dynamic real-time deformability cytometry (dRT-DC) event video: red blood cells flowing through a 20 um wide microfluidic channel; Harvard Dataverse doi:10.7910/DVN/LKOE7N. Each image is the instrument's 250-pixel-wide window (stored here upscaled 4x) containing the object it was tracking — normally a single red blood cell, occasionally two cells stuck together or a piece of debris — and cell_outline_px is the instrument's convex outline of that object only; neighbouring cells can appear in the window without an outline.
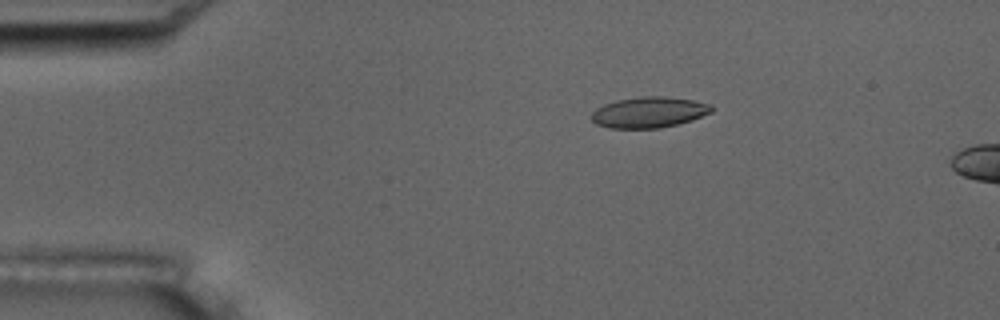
{"species": "common noctule bat (a hibernating species)", "species_latin": "Nyctalus noctula", "temperature_condition": "room temperature", "stored_images_in_passage": 5, "camera_frame_rate_fps": 3000, "um_per_image_px": 0.085, "animal": {"sex": "male", "body_mass_g": 17.5, "forearm_length_mm": 52.3}, "frame": {"image": 1, "passage_image": 3, "time_ms": 3.333, "image_size_px": [1000, 320], "cell_outline_px": [[716, 108], [712, 112], [692, 120], [660, 128], [608, 128], [596, 124], [592, 120], [592, 112], [596, 108], [604, 104], [616, 100], [640, 96], [664, 96], [692, 100], [712, 104]], "centroid_in_image_um": [55.18, 9.54], "position_along_channel_um": 29.8, "area_um2": 21.73}}